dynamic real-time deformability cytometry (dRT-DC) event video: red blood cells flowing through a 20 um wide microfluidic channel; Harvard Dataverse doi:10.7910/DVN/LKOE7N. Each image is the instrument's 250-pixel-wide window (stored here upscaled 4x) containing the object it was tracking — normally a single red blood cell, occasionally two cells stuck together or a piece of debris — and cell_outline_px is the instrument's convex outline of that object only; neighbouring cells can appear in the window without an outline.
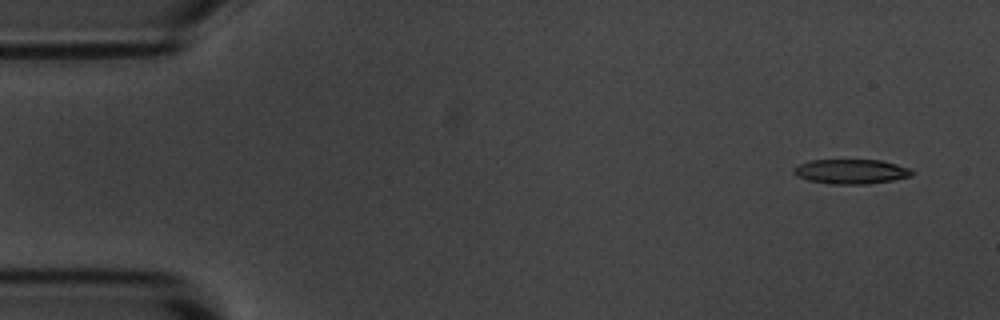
{"species": "common noctule bat (a hibernating species)", "species_latin": "Nyctalus noctula", "temperature_condition": "room temperature", "stored_images_in_passage": 14, "camera_frame_rate_fps": 3000, "um_per_image_px": 0.085, "animal": {"sex": "male", "body_mass_g": 20.1, "forearm_length_mm": 53.5}, "frame": {"image": 1, "passage_image": 1, "time_ms": 0.0, "image_size_px": [1000, 320], "cell_outline_px": [[912, 176], [892, 180], [868, 184], [828, 184], [808, 180], [796, 176], [792, 172], [792, 168], [808, 160], [880, 160], [896, 164], [908, 168], [912, 172]], "centroid_in_image_um": [72.28, 14.58], "position_along_channel_um": 12.7, "area_um2": 16.99}}
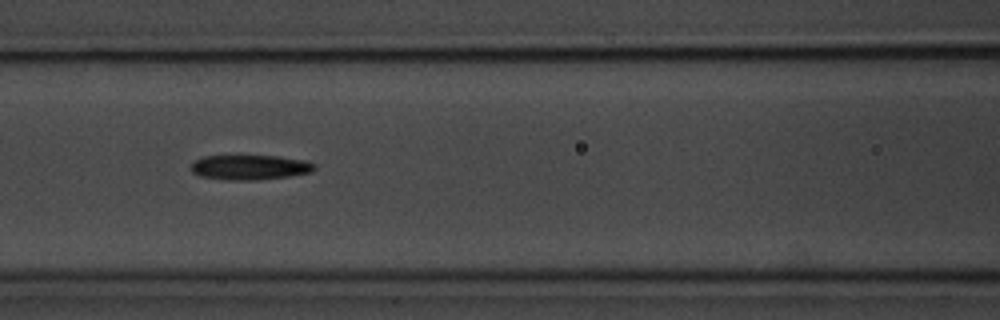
{"frame": {"image": 2, "passage_image": 6, "time_ms": 6.667, "image_size_px": [1000, 320], "cell_outline_px": [[316, 168], [312, 172], [288, 176], [256, 180], [232, 180], [200, 176], [192, 172], [192, 164], [196, 160], [204, 156], [236, 152], [280, 156], [304, 160], [316, 164]], "centroid_in_image_um": [21.23, 14.15], "position_along_channel_um": 145.4, "area_um2": 18.84}}
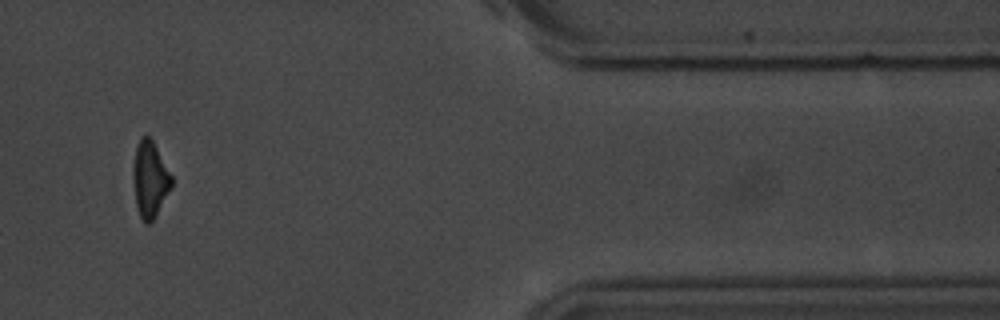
{"frame": {"image": 3, "passage_image": 13, "time_ms": 14.667, "image_size_px": [1000, 320], "cell_outline_px": [[172, 184], [156, 216], [148, 224], [144, 224], [136, 208], [132, 180], [132, 168], [136, 148], [140, 136], [148, 136], [152, 140], [172, 176]], "centroid_in_image_um": [12.71, 15.26], "position_along_channel_um": 398.7, "area_um2": 17.05}, "authors_computed_cell_mechanics": {"area_um2": 17.9758, "velocity_mm_per_s": 3.6226, "shape_relaxation_time_tau1_ms": 1.676, "shape_relaxation_time_tau2_ms": 5.4645, "deformation_change_tau1": 0.1278, "deformation_change_tau2": 0.1865}}